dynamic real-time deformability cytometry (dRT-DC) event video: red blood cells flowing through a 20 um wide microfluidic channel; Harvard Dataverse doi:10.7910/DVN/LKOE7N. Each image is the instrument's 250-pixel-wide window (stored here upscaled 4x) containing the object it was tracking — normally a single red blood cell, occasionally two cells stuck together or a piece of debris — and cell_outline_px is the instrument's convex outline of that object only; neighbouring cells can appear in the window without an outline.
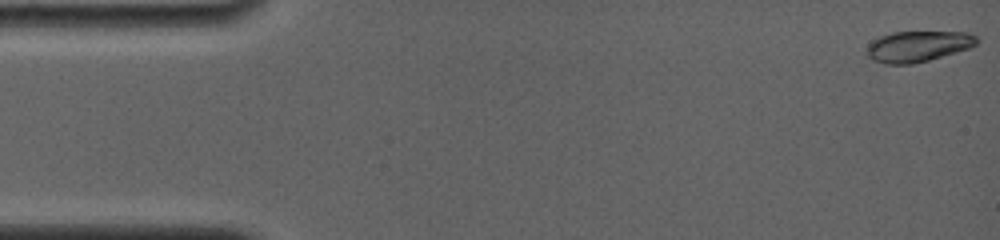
{"species": "common noctule bat (a hibernating species)", "species_latin": "Nyctalus noctula", "temperature_condition": "room temperature", "stored_images_in_passage": 13, "camera_frame_rate_fps": 4000, "um_per_image_px": 0.085, "animal": {"sex": "female", "body_mass_g": 19.0, "forearm_length_mm": 56.7}, "frame": {"image": 1, "passage_image": 1, "time_ms": 0.0, "image_size_px": [1000, 240], "cell_outline_px": [[980, 40], [976, 44], [968, 48], [928, 60], [912, 64], [884, 64], [872, 60], [868, 56], [868, 44], [872, 40], [880, 36], [892, 32], [968, 32], [976, 36]], "centroid_in_image_um": [78.01, 3.93], "position_along_channel_um": 7.0, "area_um2": 19.65}}
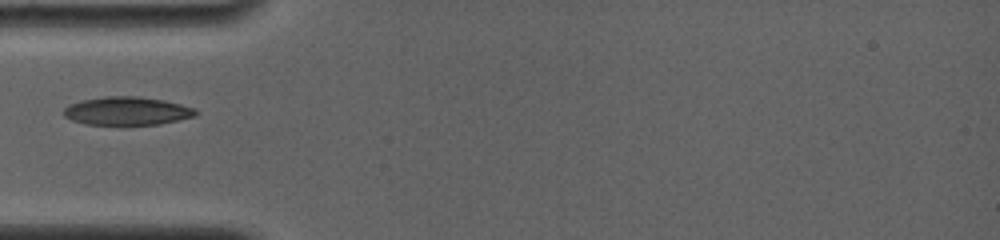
{"frame": {"image": 2, "passage_image": 10, "time_ms": 5.0, "image_size_px": [1000, 240], "cell_outline_px": [[200, 112], [196, 116], [160, 124], [84, 124], [72, 120], [64, 116], [64, 108], [68, 104], [80, 100], [104, 96], [140, 96], [164, 100], [196, 108]], "centroid_in_image_um": [10.81, 9.42], "position_along_channel_um": 74.2, "area_um2": 21.91}}
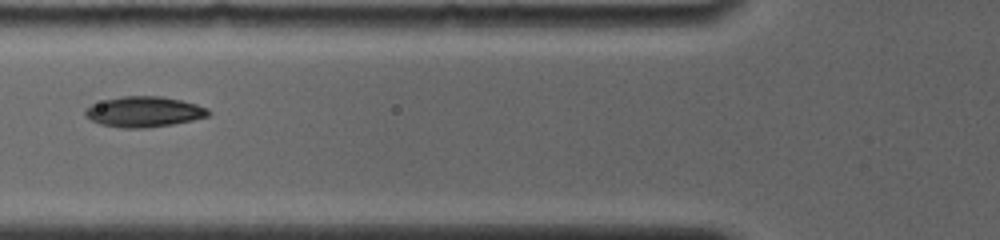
{"frame": {"image": 3, "passage_image": 12, "time_ms": 6.0, "image_size_px": [1000, 240], "cell_outline_px": [[212, 112], [208, 116], [192, 120], [172, 124], [144, 128], [120, 128], [100, 124], [84, 116], [84, 112], [92, 104], [104, 100], [120, 96], [160, 96], [180, 100], [196, 104], [208, 108]], "centroid_in_image_um": [12.24, 9.5], "position_along_channel_um": 113.6, "area_um2": 21.85}}